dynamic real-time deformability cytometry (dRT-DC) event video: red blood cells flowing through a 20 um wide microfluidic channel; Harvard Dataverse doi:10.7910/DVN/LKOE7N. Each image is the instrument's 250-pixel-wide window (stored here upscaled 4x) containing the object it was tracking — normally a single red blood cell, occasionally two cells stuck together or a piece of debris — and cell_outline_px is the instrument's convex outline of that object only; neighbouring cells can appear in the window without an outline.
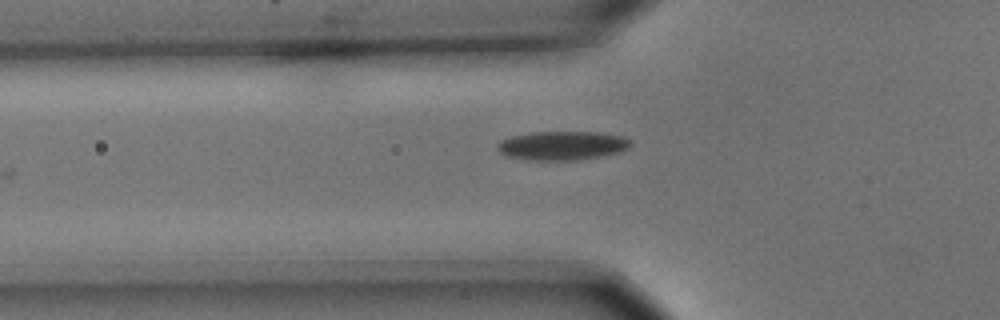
{"species": "common noctule bat (a hibernating species)", "species_latin": "Nyctalus noctula", "temperature_condition": "cold", "stored_images_in_passage": 7, "camera_frame_rate_fps": 3000, "um_per_image_px": 0.085, "animal": {"sex": "male", "body_mass_g": 15.6}, "frame": {"image": 1, "passage_image": 6, "time_ms": 1.667, "image_size_px": [1000, 320], "cell_outline_px": [[632, 144], [628, 148], [620, 152], [580, 160], [528, 160], [504, 156], [496, 148], [496, 144], [500, 140], [512, 136], [532, 132], [596, 132], [624, 136]], "centroid_in_image_um": [47.75, 12.38], "position_along_channel_um": 78.1, "area_um2": 22.6}}
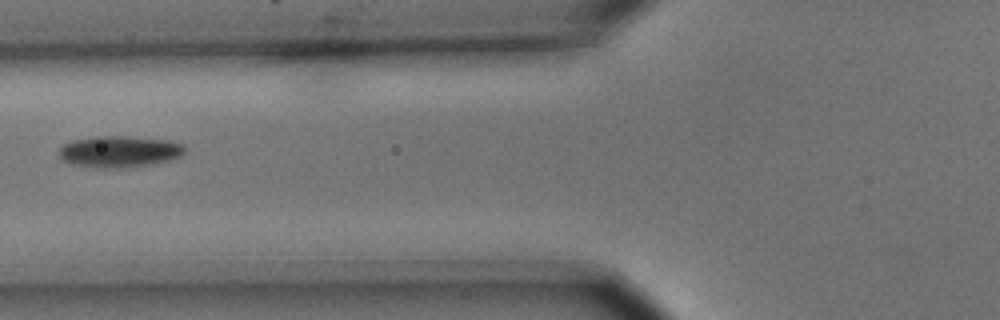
{"frame": {"image": 2, "passage_image": 7, "time_ms": 2.0, "image_size_px": [1000, 320], "cell_outline_px": [[188, 152], [172, 160], [132, 168], [96, 168], [72, 164], [64, 160], [60, 156], [60, 148], [64, 144], [72, 140], [96, 136], [128, 136], [168, 140], [184, 144], [188, 148]], "centroid_in_image_um": [10.23, 12.89], "position_along_channel_um": 115.6, "area_um2": 23.52}}